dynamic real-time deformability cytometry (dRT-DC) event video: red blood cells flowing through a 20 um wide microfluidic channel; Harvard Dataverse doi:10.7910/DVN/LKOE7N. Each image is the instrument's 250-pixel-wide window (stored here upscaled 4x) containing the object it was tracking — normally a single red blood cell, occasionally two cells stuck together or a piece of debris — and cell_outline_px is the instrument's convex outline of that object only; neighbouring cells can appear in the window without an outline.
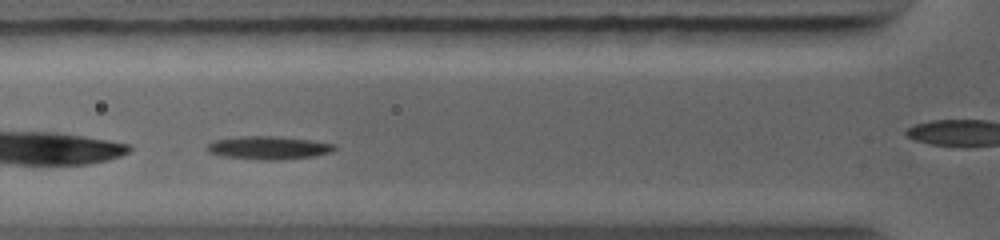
{"species": "common noctule bat (a hibernating species)", "species_latin": "Nyctalus noctula", "temperature_condition": "warm", "stored_images_in_passage": 17, "camera_frame_rate_fps": 5000, "um_per_image_px": 0.085, "animal": {"sex": "female", "body_mass_g": 19.0, "forearm_length_mm": 56.7}, "frame": {"image": 1, "passage_image": 3, "time_ms": 1.4, "image_size_px": [1000, 240], "cell_outline_px": [[336, 148], [332, 152], [316, 156], [280, 160], [260, 160], [220, 156], [208, 152], [208, 144], [212, 140], [240, 136], [276, 136], [312, 140], [336, 144]], "centroid_in_image_um": [22.84, 12.56], "position_along_channel_um": 103.0, "area_um2": 17.46}}
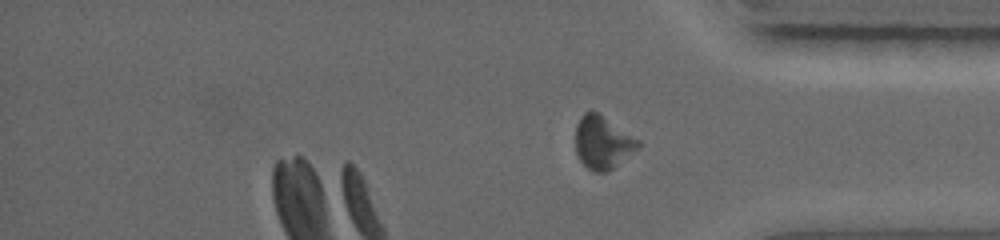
{"frame": {"image": 2, "passage_image": 17, "time_ms": 8.6, "image_size_px": [1000, 240], "cell_outline_px": [[640, 148], [608, 172], [592, 172], [580, 160], [576, 152], [576, 124], [580, 116], [584, 112], [596, 112], [640, 140]], "centroid_in_image_um": [51.23, 12.14], "position_along_channel_um": 384.0, "area_um2": 19.25}}